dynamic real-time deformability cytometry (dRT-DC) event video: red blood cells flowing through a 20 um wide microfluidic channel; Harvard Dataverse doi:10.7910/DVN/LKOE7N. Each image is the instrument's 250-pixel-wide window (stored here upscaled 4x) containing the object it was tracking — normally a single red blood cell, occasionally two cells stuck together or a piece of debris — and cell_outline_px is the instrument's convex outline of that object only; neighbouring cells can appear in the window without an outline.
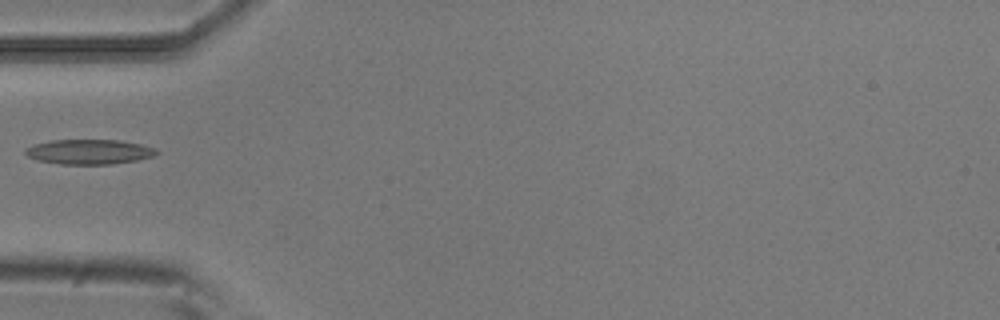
{"species": "common noctule bat (a hibernating species)", "species_latin": "Nyctalus noctula", "temperature_condition": "room temperature", "stored_images_in_passage": 5, "camera_frame_rate_fps": 3000, "um_per_image_px": 0.085, "animal": {"sex": "male", "body_mass_g": 20.5, "forearm_length_mm": 52.5}, "frame": {"image": 1, "passage_image": 5, "time_ms": 1.333, "image_size_px": [1000, 320], "cell_outline_px": [[160, 152], [156, 156], [136, 160], [112, 164], [60, 164], [36, 160], [28, 156], [24, 152], [24, 148], [32, 144], [52, 140], [120, 140], [140, 144], [156, 148]], "centroid_in_image_um": [7.57, 12.9], "position_along_channel_um": 77.4, "area_um2": 19.19}}